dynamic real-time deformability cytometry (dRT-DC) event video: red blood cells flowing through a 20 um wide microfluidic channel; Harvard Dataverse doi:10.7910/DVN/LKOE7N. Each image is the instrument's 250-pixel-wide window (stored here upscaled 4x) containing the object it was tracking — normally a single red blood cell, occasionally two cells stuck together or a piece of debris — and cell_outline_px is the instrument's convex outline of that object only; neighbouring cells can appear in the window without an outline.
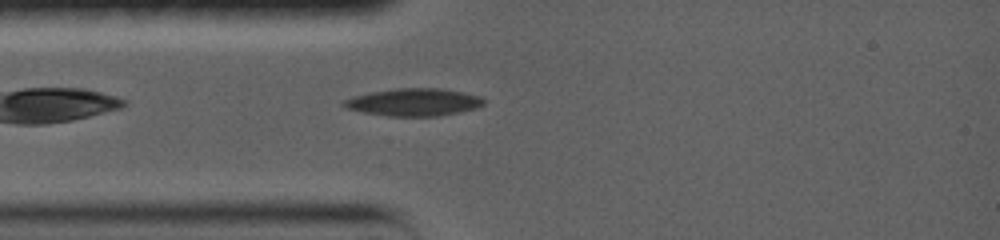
{"species": "common noctule bat (a hibernating species)", "species_latin": "Nyctalus noctula", "temperature_condition": "warm", "stored_images_in_passage": 35, "camera_frame_rate_fps": 5000, "um_per_image_px": 0.085, "animal": {"sex": "female", "body_mass_g": 19.0, "forearm_length_mm": 56.7}, "frame": {"image": 1, "passage_image": 4, "time_ms": 1.2, "image_size_px": [1000, 240], "cell_outline_px": [[484, 104], [476, 108], [440, 116], [388, 116], [364, 112], [348, 108], [340, 104], [340, 100], [368, 92], [396, 88], [440, 88], [480, 96], [484, 100]], "centroid_in_image_um": [35.12, 8.68], "position_along_channel_um": 49.9, "area_um2": 22.43}}
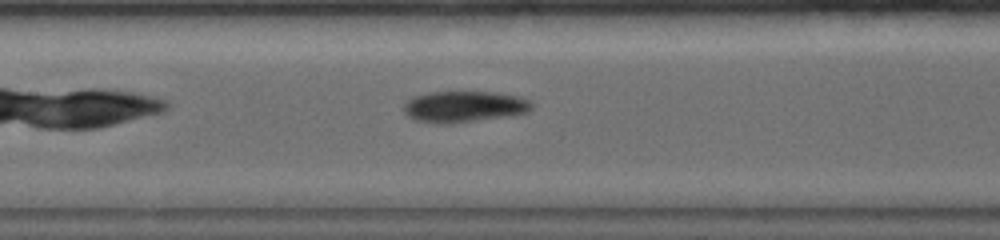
{"frame": {"image": 2, "passage_image": 12, "time_ms": 4.4, "image_size_px": [1000, 240], "cell_outline_px": [[532, 108], [528, 112], [500, 116], [468, 120], [416, 120], [404, 112], [404, 104], [412, 96], [428, 92], [500, 92], [520, 96], [532, 100]], "centroid_in_image_um": [39.52, 8.98], "position_along_channel_um": 167.9, "area_um2": 22.08}}
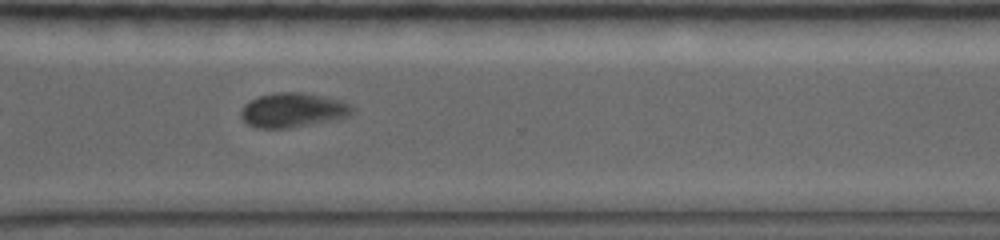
{"frame": {"image": 3, "passage_image": 24, "time_ms": 9.2, "image_size_px": [1000, 240], "cell_outline_px": [[348, 112], [332, 116], [296, 124], [276, 128], [264, 128], [252, 124], [244, 120], [244, 108], [252, 100], [260, 96], [272, 92], [304, 92], [324, 96], [336, 100], [344, 104], [348, 108]], "centroid_in_image_um": [24.7, 9.27], "position_along_channel_um": 345.9, "area_um2": 19.54}, "authors_computed_cell_mechanics": {"area_um2": 20.5768, "velocity_mm_per_s": 3.7069, "shape_relaxation_time_tau1_ms": null, "shape_relaxation_time_tau2_ms": 3.0352, "deformation_change_tau1": null, "deformation_change_tau2": 0.0615}}